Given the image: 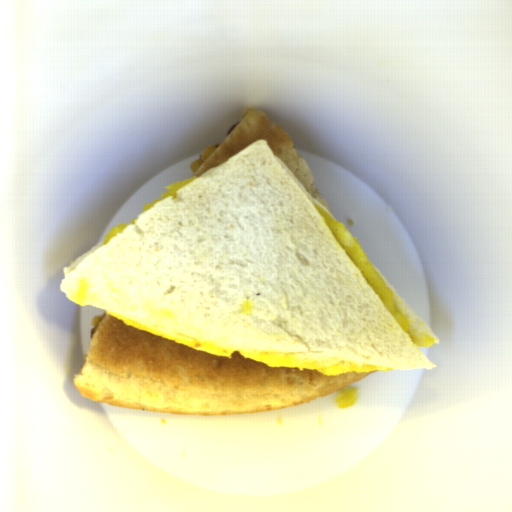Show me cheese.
I'll return each mask as SVG.
<instances>
[{
    "label": "cheese",
    "instance_id": "cheese-1",
    "mask_svg": "<svg viewBox=\"0 0 512 512\" xmlns=\"http://www.w3.org/2000/svg\"><path fill=\"white\" fill-rule=\"evenodd\" d=\"M106 315L129 326L199 351L225 358L231 357L233 352H238L245 358L256 360L268 368L310 370L317 371L325 376H336L348 373L370 374L390 371V368L364 365L311 354L245 350L227 347L205 338L163 328L115 311H106Z\"/></svg>",
    "mask_w": 512,
    "mask_h": 512
},
{
    "label": "cheese",
    "instance_id": "cheese-2",
    "mask_svg": "<svg viewBox=\"0 0 512 512\" xmlns=\"http://www.w3.org/2000/svg\"><path fill=\"white\" fill-rule=\"evenodd\" d=\"M313 206L324 219L343 250L399 327L406 333L411 334V327L404 310L387 283L367 257L358 239L353 236L341 222L333 218L318 205L314 203Z\"/></svg>",
    "mask_w": 512,
    "mask_h": 512
},
{
    "label": "cheese",
    "instance_id": "cheese-3",
    "mask_svg": "<svg viewBox=\"0 0 512 512\" xmlns=\"http://www.w3.org/2000/svg\"><path fill=\"white\" fill-rule=\"evenodd\" d=\"M196 178H198V177L195 176L193 178L183 180V181L177 180V181L165 186V190L160 194V198L155 199L152 202L145 203L143 205L142 211L144 213L147 212L148 210L152 209L154 204L158 203L159 201L165 199L168 196H172V199H176L177 191L180 190L181 188H183L184 186H186L187 184H189L191 181H193Z\"/></svg>",
    "mask_w": 512,
    "mask_h": 512
},
{
    "label": "cheese",
    "instance_id": "cheese-4",
    "mask_svg": "<svg viewBox=\"0 0 512 512\" xmlns=\"http://www.w3.org/2000/svg\"><path fill=\"white\" fill-rule=\"evenodd\" d=\"M127 227V224L125 223H120V224H117L115 226H113L109 231L108 233L105 235L104 237V241H103V244L104 246L108 244V242L110 240H112L113 238H115L117 235L121 234L124 232V230L126 229Z\"/></svg>",
    "mask_w": 512,
    "mask_h": 512
}]
</instances>
